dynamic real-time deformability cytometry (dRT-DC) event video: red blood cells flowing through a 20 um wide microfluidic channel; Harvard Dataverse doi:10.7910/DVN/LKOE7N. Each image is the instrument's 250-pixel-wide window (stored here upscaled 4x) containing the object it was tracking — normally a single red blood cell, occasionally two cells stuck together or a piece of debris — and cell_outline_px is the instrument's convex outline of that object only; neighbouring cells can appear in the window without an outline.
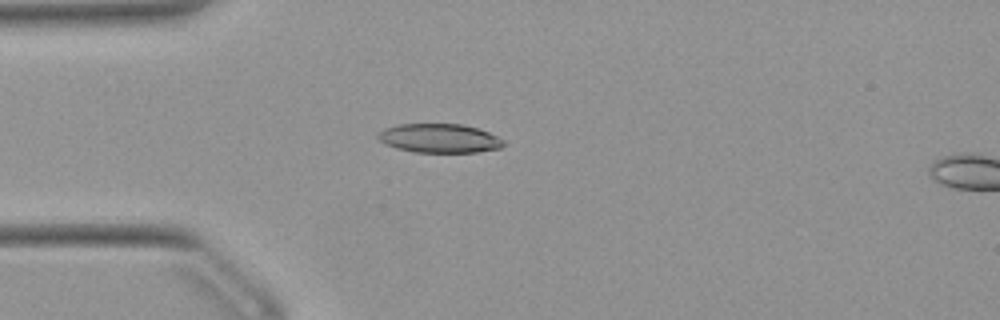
{"species": "Egyptian fruit bat (a non-hibernating species)", "species_latin": "Rousettus aegyptiacus", "temperature_condition": "warm", "stored_images_in_passage": 50, "camera_frame_rate_fps": 3000, "um_per_image_px": 0.085, "animal": {"sex": "female"}, "frame": {"image": 1, "passage_image": 14, "time_ms": 4.333, "image_size_px": [1000, 320], "cell_outline_px": [[504, 144], [500, 148], [476, 152], [416, 152], [396, 148], [384, 144], [376, 136], [384, 128], [400, 124], [460, 124], [476, 128], [488, 132], [504, 140]], "centroid_in_image_um": [37.33, 11.75], "position_along_channel_um": 47.7, "area_um2": 21.04}}
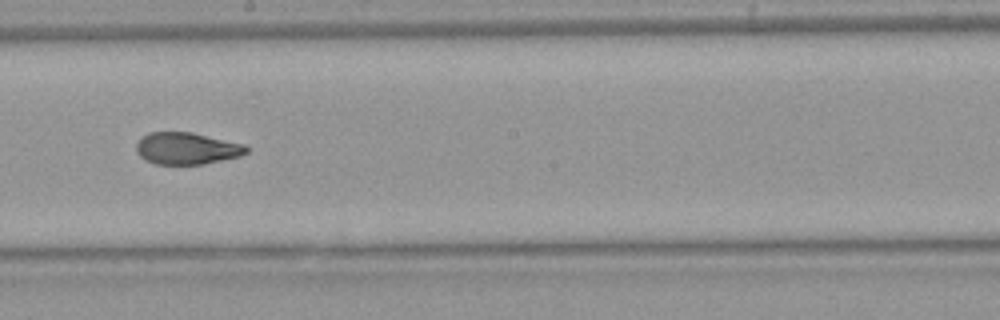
{"frame": {"image": 2, "passage_image": 29, "time_ms": 9.333, "image_size_px": [1000, 320], "cell_outline_px": [[248, 152], [240, 156], [204, 164], [156, 164], [144, 160], [136, 152], [136, 144], [148, 132], [192, 132], [244, 144], [248, 148]], "centroid_in_image_um": [15.87, 12.62], "position_along_channel_um": 232.3, "area_um2": 20.46}}
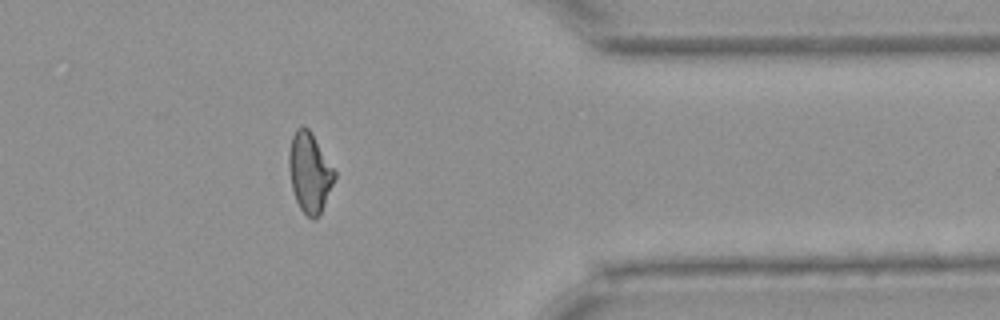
{"frame": {"image": 3, "passage_image": 42, "time_ms": 13.667, "image_size_px": [1000, 320], "cell_outline_px": [[336, 176], [324, 204], [320, 212], [312, 220], [300, 208], [296, 200], [292, 188], [288, 168], [288, 152], [292, 136], [296, 128], [308, 128], [336, 172]], "centroid_in_image_um": [26.29, 14.65], "position_along_channel_um": 385.1, "area_um2": 20.75}, "authors_computed_cell_mechanics": {"area_um2": 21.2415, "velocity_mm_per_s": 3.9418, "shape_relaxation_time_tau1_ms": 6.8407, "shape_relaxation_time_tau2_ms": 1.735, "deformation_change_tau1": 0.213, "deformation_change_tau2": 0.0814}}